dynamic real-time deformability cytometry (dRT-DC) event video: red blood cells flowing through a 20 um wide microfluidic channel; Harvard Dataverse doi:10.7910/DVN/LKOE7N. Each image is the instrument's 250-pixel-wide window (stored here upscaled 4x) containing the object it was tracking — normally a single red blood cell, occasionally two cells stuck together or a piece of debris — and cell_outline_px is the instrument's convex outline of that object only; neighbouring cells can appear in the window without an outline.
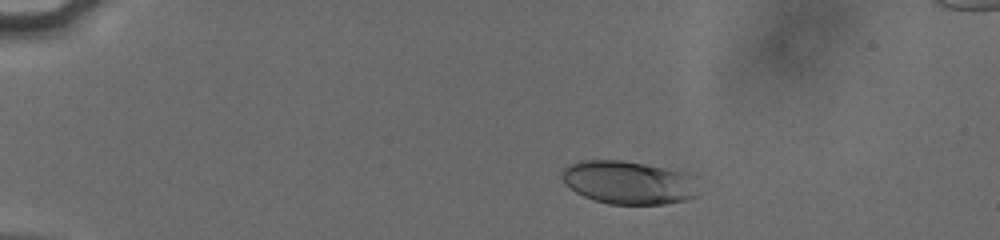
{"species": "human", "species_latin": "Homo sapiens", "temperature_condition": "cold", "stored_images_in_passage": 38, "camera_frame_rate_fps": 3000, "um_per_image_px": 0.085, "donor": {"sex": "male"}, "frame": {"image": 1, "passage_image": 1, "time_ms": 0.0, "image_size_px": [1000, 240], "cell_outline_px": [[696, 196], [688, 200], [664, 204], [608, 204], [584, 196], [576, 192], [564, 184], [560, 176], [560, 172], [564, 168], [572, 164], [584, 160], [620, 160], [644, 164], [684, 172], [688, 176]], "centroid_in_image_um": [53.32, 15.52], "position_along_channel_um": 31.7, "area_um2": 33.81}}
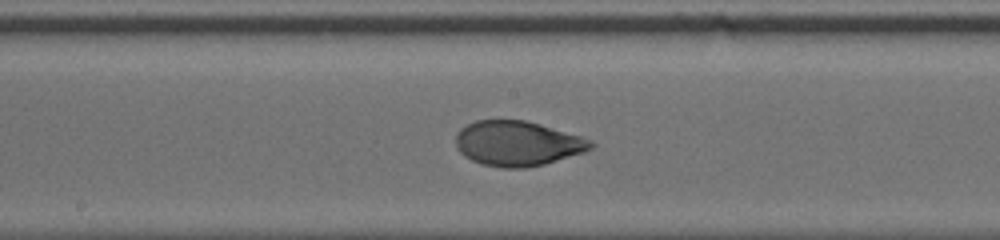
{"frame": {"image": 2, "passage_image": 21, "time_ms": 6.667, "image_size_px": [1000, 240], "cell_outline_px": [[596, 144], [592, 148], [584, 152], [544, 164], [524, 168], [504, 168], [480, 164], [464, 156], [456, 148], [456, 132], [460, 128], [476, 120], [524, 120], [540, 124], [580, 136], [592, 140]], "centroid_in_image_um": [43.97, 12.19], "position_along_channel_um": 204.2, "area_um2": 35.43}}
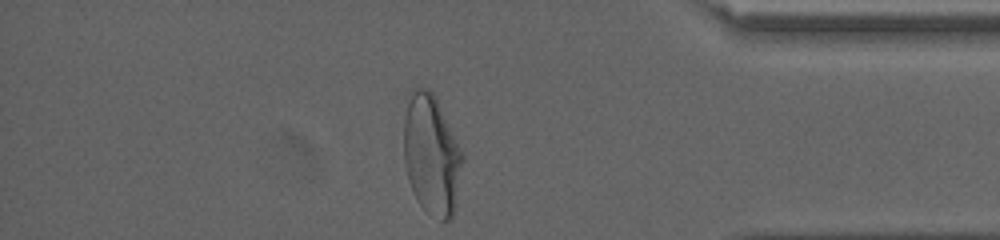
{"frame": {"image": 3, "passage_image": 38, "time_ms": 12.333, "image_size_px": [1000, 240], "cell_outline_px": [[464, 160], [456, 204], [452, 220], [440, 220], [428, 212], [416, 200], [412, 192], [408, 180], [404, 164], [404, 120], [408, 92], [412, 88], [428, 88], [432, 92], [464, 152]], "centroid_in_image_um": [36.68, 13.17], "position_along_channel_um": 398.5, "area_um2": 41.67}, "authors_computed_cell_mechanics": {"area_um2": 35.1713, "velocity_mm_per_s": 3.8121, "shape_relaxation_time_tau1_ms": 5.6943, "shape_relaxation_time_tau2_ms": null, "deformation_change_tau1": 0.1916, "deformation_change_tau2": null}}